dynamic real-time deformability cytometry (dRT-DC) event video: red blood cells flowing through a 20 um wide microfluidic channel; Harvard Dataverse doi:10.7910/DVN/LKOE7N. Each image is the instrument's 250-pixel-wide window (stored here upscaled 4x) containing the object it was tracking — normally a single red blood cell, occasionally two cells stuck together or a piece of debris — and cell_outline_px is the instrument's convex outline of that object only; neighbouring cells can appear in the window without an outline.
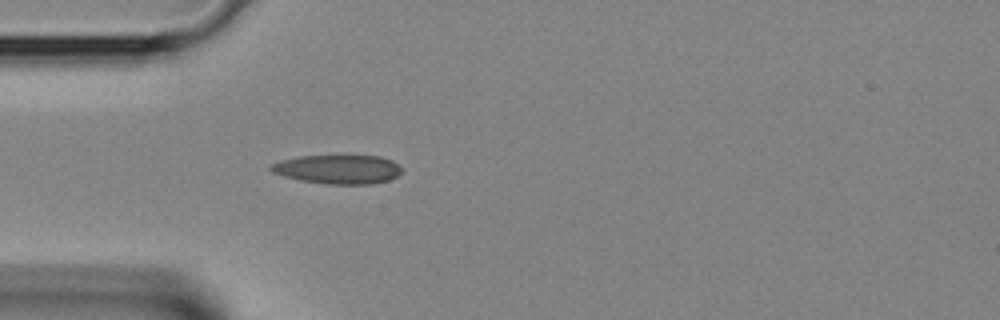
{"species": "Egyptian fruit bat (a non-hibernating species)", "species_latin": "Rousettus aegyptiacus", "temperature_condition": "room temperature", "stored_images_in_passage": 4, "camera_frame_rate_fps": 3000, "um_per_image_px": 0.085, "animal": {"sex": "female"}, "frame": {"image": 1, "passage_image": 1, "time_ms": 0.0, "image_size_px": [1000, 320], "cell_outline_px": [[400, 172], [396, 176], [388, 180], [372, 184], [324, 184], [300, 180], [284, 176], [272, 172], [268, 168], [272, 164], [280, 160], [296, 156], [380, 156], [392, 160], [400, 168]], "centroid_in_image_um": [28.68, 14.39], "position_along_channel_um": 56.3, "area_um2": 22.02}}
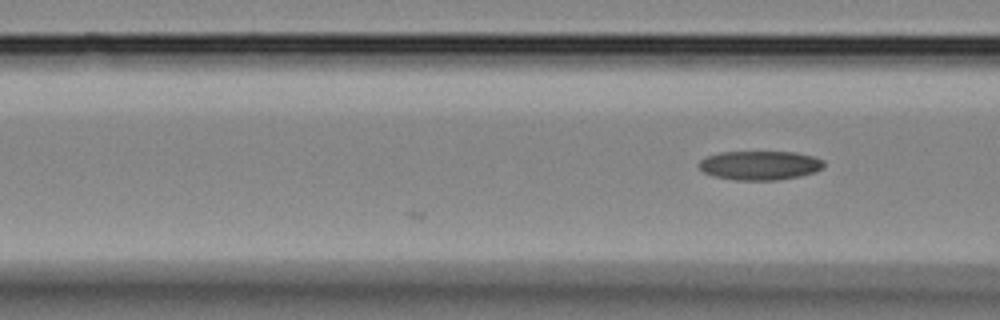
{"frame": {"image": 2, "passage_image": 4, "time_ms": 1.0, "image_size_px": [1000, 320], "cell_outline_px": [[824, 168], [816, 172], [800, 176], [776, 180], [736, 180], [712, 176], [704, 172], [696, 164], [704, 156], [720, 152], [796, 152], [812, 156], [824, 160]], "centroid_in_image_um": [64.57, 14.05], "position_along_channel_um": 102.0, "area_um2": 21.44}}